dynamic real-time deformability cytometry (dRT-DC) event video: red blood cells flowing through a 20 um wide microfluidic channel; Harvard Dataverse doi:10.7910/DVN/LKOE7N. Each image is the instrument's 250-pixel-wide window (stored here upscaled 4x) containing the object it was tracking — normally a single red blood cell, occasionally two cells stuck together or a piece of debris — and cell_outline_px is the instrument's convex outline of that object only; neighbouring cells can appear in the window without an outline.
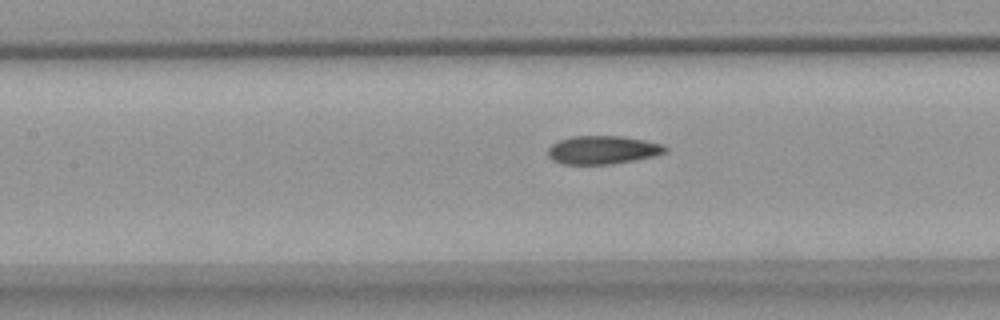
{"species": "common noctule bat (a hibernating species)", "species_latin": "Nyctalus noctula", "temperature_condition": "warm", "stored_images_in_passage": 15, "camera_frame_rate_fps": 3000, "um_per_image_px": 0.085, "animal": {"sex": "female", "body_mass_g": 18.4}, "frame": {"image": 1, "passage_image": 13, "time_ms": 4.0, "image_size_px": [1000, 320], "cell_outline_px": [[668, 152], [656, 156], [612, 164], [560, 164], [552, 160], [548, 156], [548, 148], [552, 144], [560, 140], [572, 136], [620, 136], [644, 140], [664, 144], [668, 148]], "centroid_in_image_um": [51.25, 12.75], "position_along_channel_um": 156.1, "area_um2": 19.54}}